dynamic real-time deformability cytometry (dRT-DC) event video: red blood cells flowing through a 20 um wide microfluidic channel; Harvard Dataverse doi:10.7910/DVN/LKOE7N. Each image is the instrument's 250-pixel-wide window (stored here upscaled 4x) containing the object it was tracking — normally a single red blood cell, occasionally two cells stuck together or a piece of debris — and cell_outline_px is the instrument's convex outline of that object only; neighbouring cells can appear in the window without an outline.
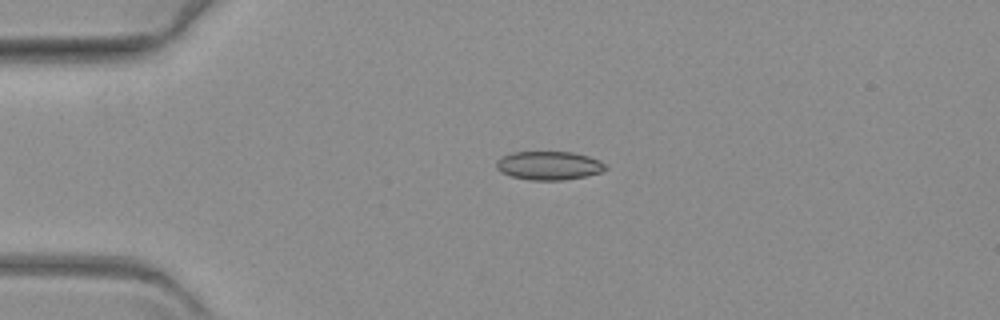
{"species": "common noctule bat (a hibernating species)", "species_latin": "Nyctalus noctula", "temperature_condition": "warm", "stored_images_in_passage": 40, "camera_frame_rate_fps": 3000, "um_per_image_px": 0.085, "animal": {"sex": "female", "body_mass_g": 19.3, "forearm_length_mm": 54.1}, "frame": {"image": 1, "passage_image": 1, "time_ms": 0.0, "image_size_px": [1000, 320], "cell_outline_px": [[608, 168], [600, 172], [584, 176], [564, 180], [532, 180], [512, 176], [500, 172], [496, 168], [496, 160], [512, 152], [572, 152], [588, 156], [600, 160]], "centroid_in_image_um": [46.64, 14.07], "position_along_channel_um": 38.4, "area_um2": 18.09}}
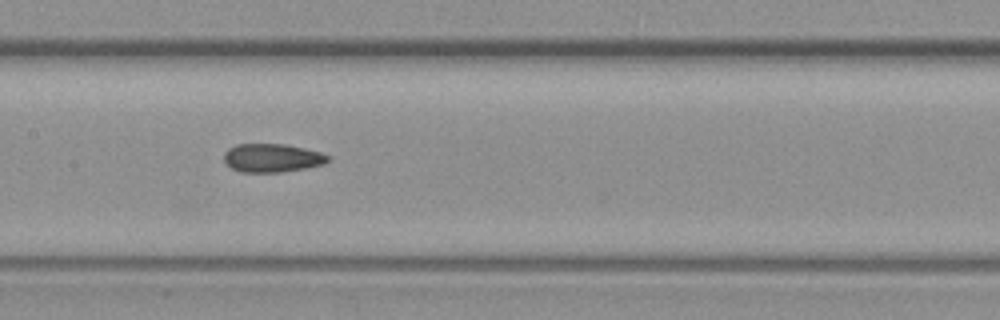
{"frame": {"image": 2, "passage_image": 17, "time_ms": 5.333, "image_size_px": [1000, 320], "cell_outline_px": [[332, 160], [324, 164], [308, 168], [284, 172], [240, 172], [232, 168], [224, 160], [224, 152], [228, 148], [236, 144], [284, 144], [304, 148], [320, 152], [328, 156]], "centroid_in_image_um": [23.15, 13.43], "position_along_channel_um": 184.3, "area_um2": 17.4}}
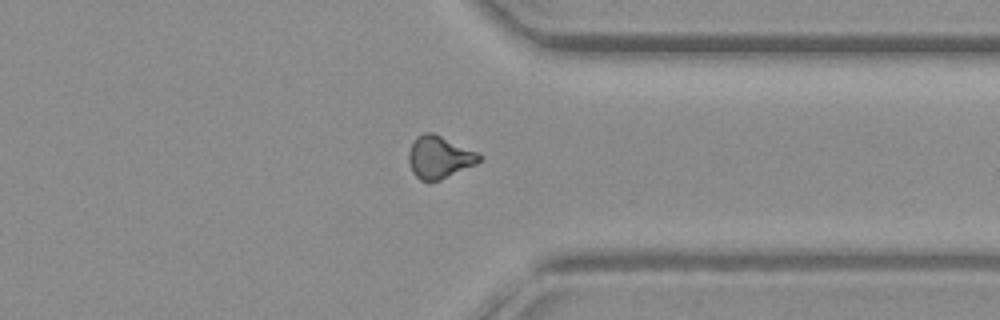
{"frame": {"image": 3, "passage_image": 34, "time_ms": 11.0, "image_size_px": [1000, 320], "cell_outline_px": [[484, 156], [476, 164], [440, 180], [420, 180], [412, 172], [408, 160], [408, 152], [416, 136], [424, 132], [432, 132], [476, 152]], "centroid_in_image_um": [37.32, 13.36], "position_along_channel_um": 374.1, "area_um2": 17.22}}